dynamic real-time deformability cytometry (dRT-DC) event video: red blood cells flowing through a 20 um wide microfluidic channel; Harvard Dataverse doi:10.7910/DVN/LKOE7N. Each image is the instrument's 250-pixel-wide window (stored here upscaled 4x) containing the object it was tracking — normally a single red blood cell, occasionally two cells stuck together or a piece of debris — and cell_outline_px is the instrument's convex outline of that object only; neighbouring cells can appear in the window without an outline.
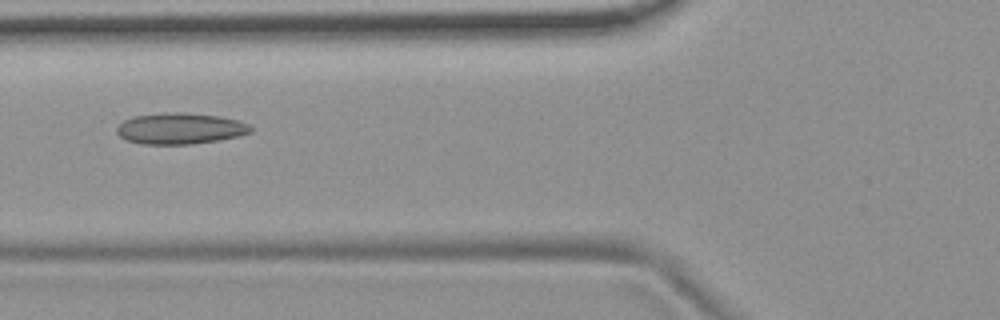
{"species": "common noctule bat (a hibernating species)", "species_latin": "Nyctalus noctula", "temperature_condition": "room temperature", "stored_images_in_passage": 12, "camera_frame_rate_fps": 3000, "um_per_image_px": 0.085, "animal": {"sex": "female", "body_mass_g": 19.9}, "frame": {"image": 1, "passage_image": 3, "time_ms": 0.667, "image_size_px": [1000, 320], "cell_outline_px": [[252, 132], [236, 136], [216, 140], [188, 144], [140, 144], [124, 140], [116, 132], [116, 128], [124, 120], [132, 116], [168, 112], [184, 112], [216, 116], [236, 120], [248, 124], [252, 128]], "centroid_in_image_um": [15.24, 10.92], "position_along_channel_um": 110.6, "area_um2": 24.16}}
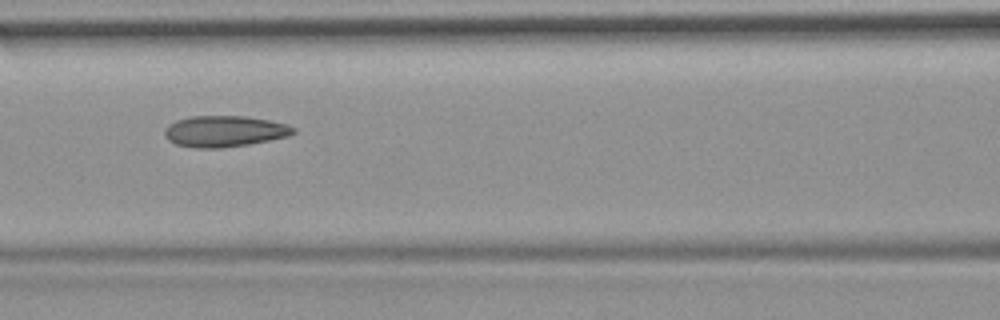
{"frame": {"image": 2, "passage_image": 4, "time_ms": 1.0, "image_size_px": [1000, 320], "cell_outline_px": [[296, 132], [288, 136], [248, 144], [220, 148], [196, 148], [176, 144], [168, 140], [164, 136], [164, 132], [168, 124], [176, 120], [192, 116], [244, 116], [268, 120], [288, 124], [296, 128]], "centroid_in_image_um": [19.07, 11.15], "position_along_channel_um": 147.5, "area_um2": 23.35}}
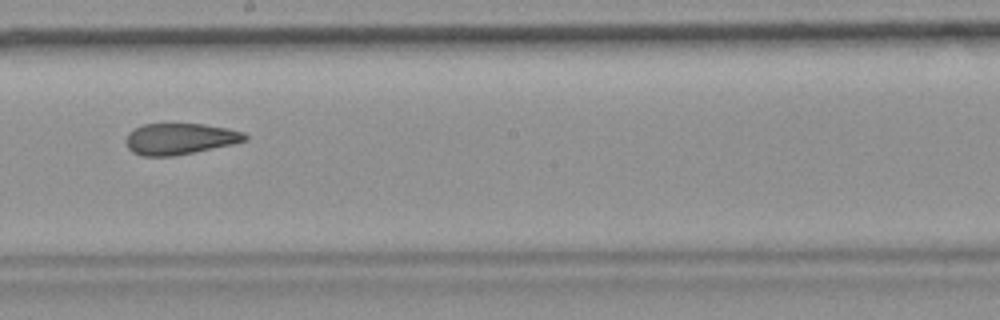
{"frame": {"image": 3, "passage_image": 6, "time_ms": 1.667, "image_size_px": [1000, 320], "cell_outline_px": [[248, 140], [232, 144], [172, 156], [144, 156], [132, 152], [128, 148], [128, 132], [144, 124], [204, 124], [228, 128], [244, 132], [248, 136]], "centroid_in_image_um": [15.33, 11.79], "position_along_channel_um": 232.9, "area_um2": 21.39}}